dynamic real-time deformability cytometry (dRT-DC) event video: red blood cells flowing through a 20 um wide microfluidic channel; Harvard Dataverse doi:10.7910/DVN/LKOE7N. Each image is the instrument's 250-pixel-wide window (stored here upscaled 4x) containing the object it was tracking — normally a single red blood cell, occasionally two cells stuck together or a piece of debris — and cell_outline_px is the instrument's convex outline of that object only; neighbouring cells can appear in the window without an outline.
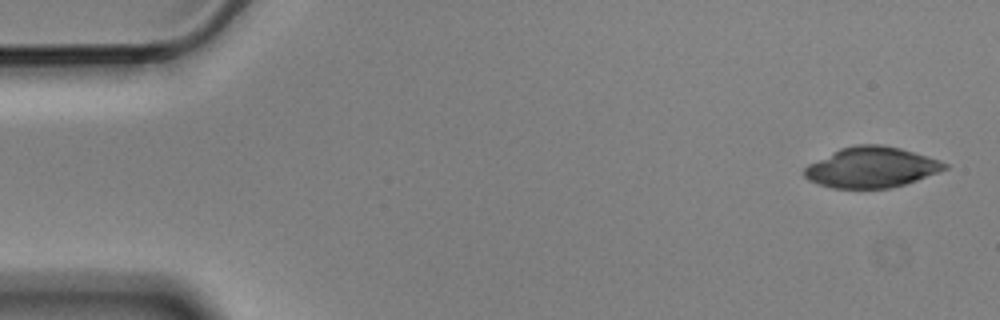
{"species": "Egyptian fruit bat (a non-hibernating species)", "species_latin": "Rousettus aegyptiacus", "temperature_condition": "cold", "stored_images_in_passage": 6, "camera_frame_rate_fps": 3000, "um_per_image_px": 0.085, "animal": {"sex": "male"}, "frame": {"image": 1, "passage_image": 1, "time_ms": 0.0, "image_size_px": [1000, 320], "cell_outline_px": [[948, 168], [940, 172], [904, 184], [888, 188], [832, 188], [808, 180], [804, 176], [804, 168], [808, 164], [840, 148], [856, 144], [880, 144], [900, 148], [928, 156], [940, 160], [948, 164]], "centroid_in_image_um": [74.08, 14.21], "position_along_channel_um": 10.9, "area_um2": 33.12}}